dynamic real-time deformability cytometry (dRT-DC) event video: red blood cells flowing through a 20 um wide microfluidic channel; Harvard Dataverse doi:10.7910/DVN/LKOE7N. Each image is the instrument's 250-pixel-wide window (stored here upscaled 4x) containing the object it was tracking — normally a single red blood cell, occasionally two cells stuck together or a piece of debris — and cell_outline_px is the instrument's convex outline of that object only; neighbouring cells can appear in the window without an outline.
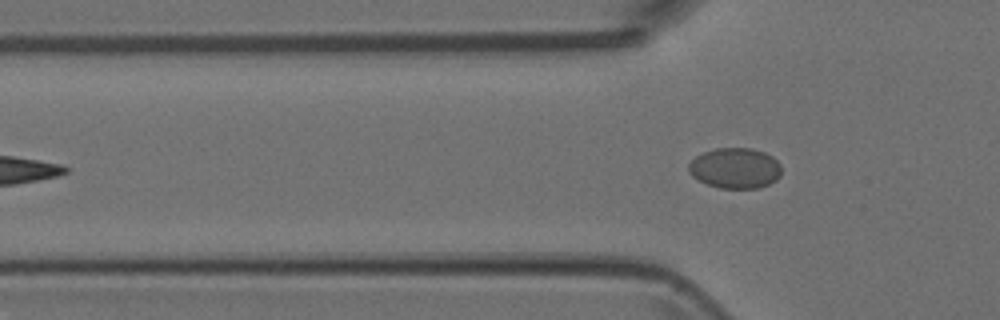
{"species": "Egyptian fruit bat (a non-hibernating species)", "species_latin": "Rousettus aegyptiacus", "temperature_condition": "room temperature", "stored_images_in_passage": 5, "segment_of_instrument_passage": [2, 2], "camera_frame_rate_fps": 3000, "um_per_image_px": 0.085, "animal": {"sex": "female"}, "frame": {"image": 1, "passage_image": 5, "time_ms": 1.333, "image_size_px": [1000, 320], "cell_outline_px": [[780, 176], [776, 180], [760, 188], [720, 188], [708, 184], [692, 176], [688, 172], [688, 164], [696, 156], [704, 152], [716, 148], [752, 148], [764, 152], [772, 156], [780, 164]], "centroid_in_image_um": [62.49, 14.29], "position_along_channel_um": 63.3, "area_um2": 21.91}}